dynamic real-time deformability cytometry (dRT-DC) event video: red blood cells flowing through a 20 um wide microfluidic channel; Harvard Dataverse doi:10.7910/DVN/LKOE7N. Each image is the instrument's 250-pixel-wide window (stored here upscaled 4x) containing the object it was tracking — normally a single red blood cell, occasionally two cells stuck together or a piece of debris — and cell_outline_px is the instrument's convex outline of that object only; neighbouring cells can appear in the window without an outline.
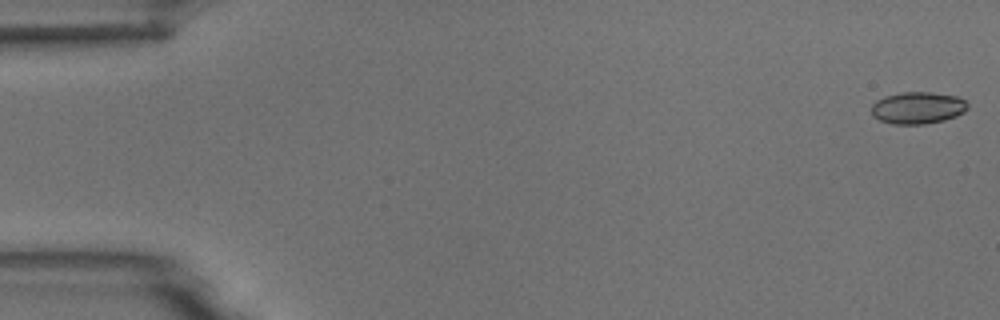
{"species": "common noctule bat (a hibernating species)", "species_latin": "Nyctalus noctula", "temperature_condition": "room temperature", "stored_images_in_passage": 6, "camera_frame_rate_fps": 3000, "um_per_image_px": 0.085, "animal": {"sex": "male", "body_mass_g": 18.8}, "frame": {"image": 1, "passage_image": 1, "time_ms": 0.0, "image_size_px": [1000, 320], "cell_outline_px": [[968, 108], [964, 112], [956, 116], [944, 120], [924, 124], [892, 124], [880, 120], [872, 116], [872, 104], [876, 100], [884, 96], [900, 92], [928, 92], [956, 96], [964, 100], [968, 104]], "centroid_in_image_um": [77.99, 9.16], "position_along_channel_um": 7.0, "area_um2": 17.98}}
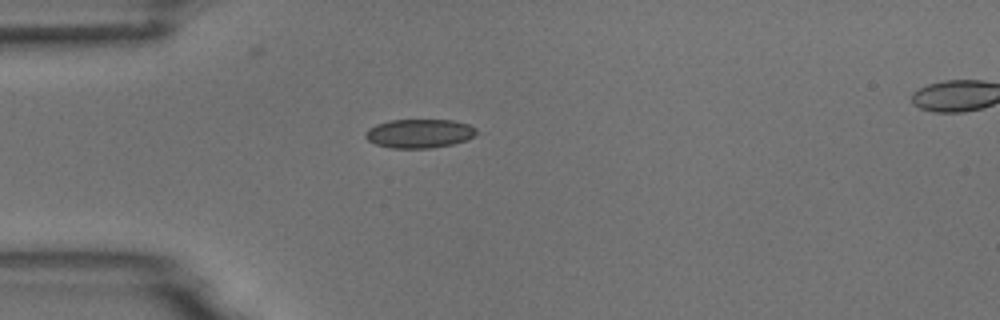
{"frame": {"image": 2, "passage_image": 5, "time_ms": 4.667, "image_size_px": [1000, 320], "cell_outline_px": [[476, 132], [468, 140], [452, 144], [432, 148], [392, 148], [376, 144], [368, 140], [364, 136], [364, 132], [368, 128], [376, 124], [388, 120], [452, 120], [468, 124], [476, 128]], "centroid_in_image_um": [35.61, 11.34], "position_along_channel_um": 49.4, "area_um2": 18.73}}